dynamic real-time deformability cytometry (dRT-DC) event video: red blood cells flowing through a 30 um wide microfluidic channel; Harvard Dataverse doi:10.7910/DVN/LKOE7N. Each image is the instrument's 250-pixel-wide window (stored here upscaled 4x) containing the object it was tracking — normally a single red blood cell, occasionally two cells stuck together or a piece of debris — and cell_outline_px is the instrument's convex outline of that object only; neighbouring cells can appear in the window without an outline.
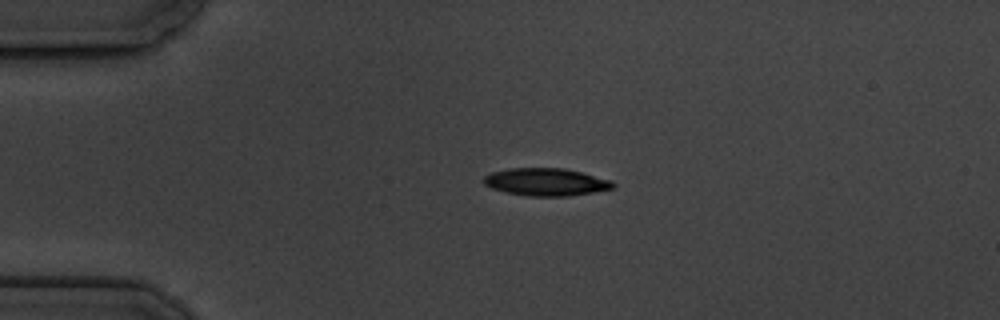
{"species": "common noctule bat (a hibernating species)", "species_latin": "Nyctalus noctula", "temperature_condition": "cold", "stored_images_in_passage": 2, "camera_frame_rate_fps": 3000, "um_per_image_px": 0.085, "animal": {"sex": "male", "body_mass_g": 19.5, "forearm_length_mm": 54.6}, "frame": {"image": 1, "passage_image": 1, "time_ms": 0.0, "image_size_px": [1000, 320], "cell_outline_px": [[616, 184], [612, 188], [592, 192], [568, 196], [528, 196], [504, 192], [492, 188], [484, 184], [484, 176], [492, 172], [508, 168], [564, 168], [612, 180]], "centroid_in_image_um": [46.39, 15.46], "position_along_channel_um": 38.6, "area_um2": 20.69}}